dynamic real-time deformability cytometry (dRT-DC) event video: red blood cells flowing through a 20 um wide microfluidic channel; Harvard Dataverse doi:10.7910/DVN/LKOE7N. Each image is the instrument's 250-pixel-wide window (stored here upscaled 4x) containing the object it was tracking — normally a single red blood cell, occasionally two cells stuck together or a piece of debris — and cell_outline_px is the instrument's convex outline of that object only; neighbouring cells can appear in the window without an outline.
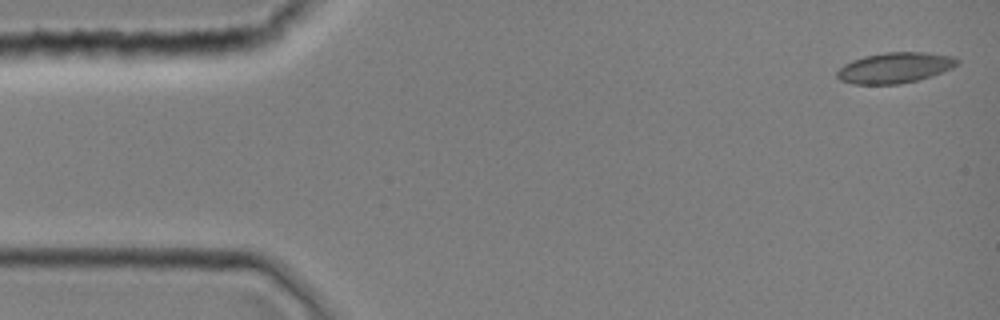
{"species": "common noctule bat (a hibernating species)", "species_latin": "Nyctalus noctula", "temperature_condition": "room temperature", "stored_images_in_passage": 3, "camera_frame_rate_fps": 3000, "um_per_image_px": 0.085, "animal": {"sex": "female", "body_mass_g": 19.0, "forearm_length_mm": 51.5}, "frame": {"image": 1, "passage_image": 1, "time_ms": 0.0, "image_size_px": [1000, 320], "cell_outline_px": [[960, 64], [952, 68], [932, 76], [900, 84], [852, 84], [840, 80], [836, 76], [836, 72], [844, 64], [852, 60], [864, 56], [884, 52], [924, 52], [956, 56], [960, 60]], "centroid_in_image_um": [76.09, 5.75], "position_along_channel_um": 8.9, "area_um2": 21.68}}